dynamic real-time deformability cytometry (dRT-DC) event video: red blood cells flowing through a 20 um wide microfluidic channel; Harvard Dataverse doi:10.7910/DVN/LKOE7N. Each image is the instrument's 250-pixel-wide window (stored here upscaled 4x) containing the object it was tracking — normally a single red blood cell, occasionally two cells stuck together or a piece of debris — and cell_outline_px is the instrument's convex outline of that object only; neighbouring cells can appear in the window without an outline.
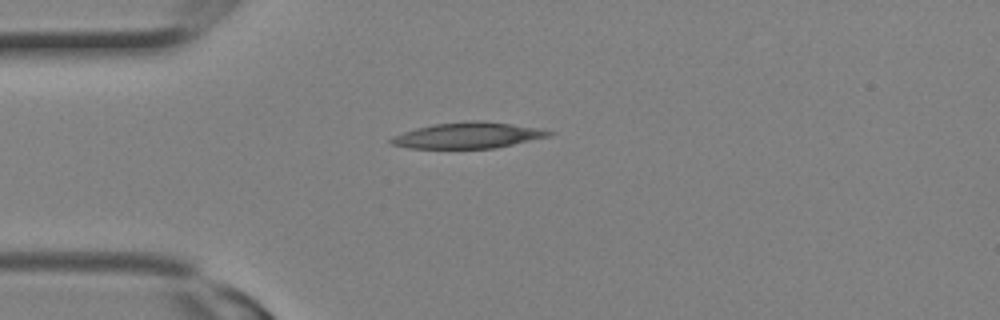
{"species": "Egyptian fruit bat (a non-hibernating species)", "species_latin": "Rousettus aegyptiacus", "temperature_condition": "room temperature", "stored_images_in_passage": 2, "camera_frame_rate_fps": 3000, "um_per_image_px": 0.085, "animal": {"sex": "female"}, "frame": {"image": 1, "passage_image": 2, "time_ms": 0.333, "image_size_px": [1000, 320], "cell_outline_px": [[556, 132], [548, 136], [496, 148], [408, 148], [392, 144], [388, 140], [392, 136], [416, 128], [432, 124], [468, 120], [480, 120], [540, 128]], "centroid_in_image_um": [39.76, 11.5], "position_along_channel_um": 45.2, "area_um2": 23.81}}